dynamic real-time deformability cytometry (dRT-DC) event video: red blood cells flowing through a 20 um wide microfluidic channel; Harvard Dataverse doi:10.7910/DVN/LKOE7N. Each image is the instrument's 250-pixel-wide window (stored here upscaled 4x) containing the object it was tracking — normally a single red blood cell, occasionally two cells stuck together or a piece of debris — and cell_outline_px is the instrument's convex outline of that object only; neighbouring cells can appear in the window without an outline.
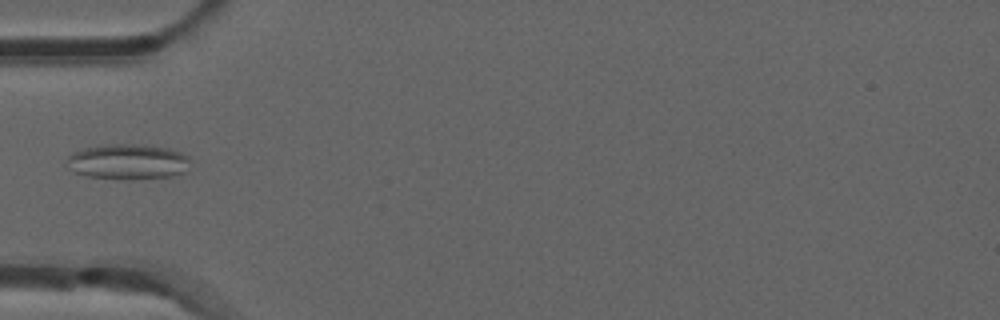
{"species": "common noctule bat (a hibernating species)", "species_latin": "Nyctalus noctula", "temperature_condition": "room temperature", "stored_images_in_passage": 4, "camera_frame_rate_fps": 3000, "um_per_image_px": 0.085, "animal": {"sex": "male", "forearm_length_mm": 52.5}, "frame": {"image": 1, "passage_image": 1, "time_ms": 0.0, "image_size_px": [1000, 320], "cell_outline_px": [[188, 160], [184, 172], [172, 176], [128, 180], [88, 176], [72, 172], [68, 168], [68, 156], [72, 152], [84, 148], [100, 144], [140, 144], [168, 148], [180, 152], [188, 156]], "centroid_in_image_um": [10.81, 13.74], "position_along_channel_um": 74.2, "area_um2": 25.55}}